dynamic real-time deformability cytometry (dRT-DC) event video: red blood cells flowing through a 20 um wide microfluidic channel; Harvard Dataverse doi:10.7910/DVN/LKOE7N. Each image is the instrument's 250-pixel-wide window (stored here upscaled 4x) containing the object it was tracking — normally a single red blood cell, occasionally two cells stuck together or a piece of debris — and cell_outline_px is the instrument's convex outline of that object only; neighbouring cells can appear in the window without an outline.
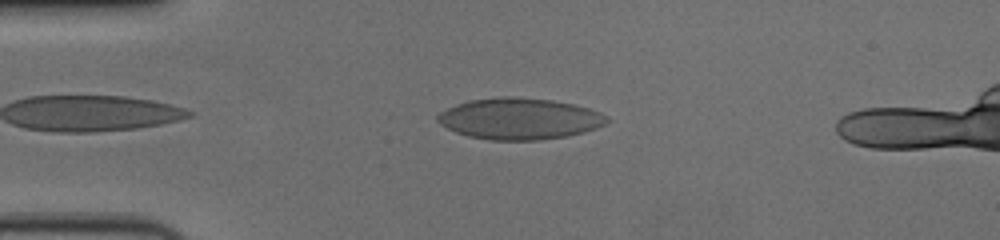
{"species": "human", "species_latin": "Homo sapiens", "temperature_condition": "cold", "stored_images_in_passage": 45, "camera_frame_rate_fps": 3000, "um_per_image_px": 0.085, "donor": {"sex": "female"}, "frame": {"image": 1, "passage_image": 2, "time_ms": 0.333, "image_size_px": [1000, 240], "cell_outline_px": [[608, 120], [604, 124], [596, 128], [584, 132], [568, 136], [540, 140], [488, 140], [468, 136], [456, 132], [440, 124], [436, 120], [436, 116], [440, 112], [456, 104], [468, 100], [504, 96], [508, 96], [552, 100], [572, 104], [588, 108], [600, 112], [608, 116]], "centroid_in_image_um": [44.14, 10.09], "position_along_channel_um": 40.9, "area_um2": 40.81}}
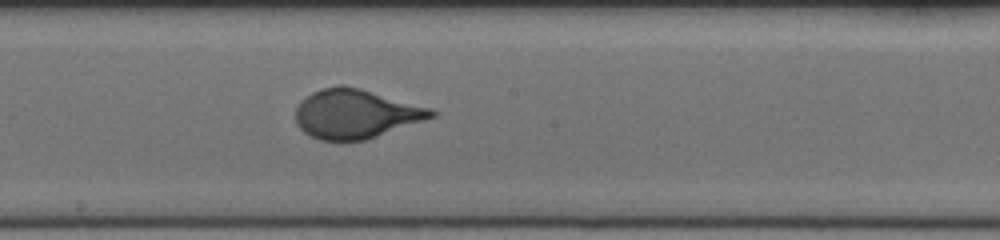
{"frame": {"image": 2, "passage_image": 19, "time_ms": 6.0, "image_size_px": [1000, 240], "cell_outline_px": [[440, 112], [436, 116], [364, 140], [320, 140], [308, 136], [296, 124], [296, 108], [300, 100], [312, 92], [336, 84], [344, 84], [360, 88], [432, 108]], "centroid_in_image_um": [30.22, 9.66], "position_along_channel_um": 218.0, "area_um2": 38.9}}
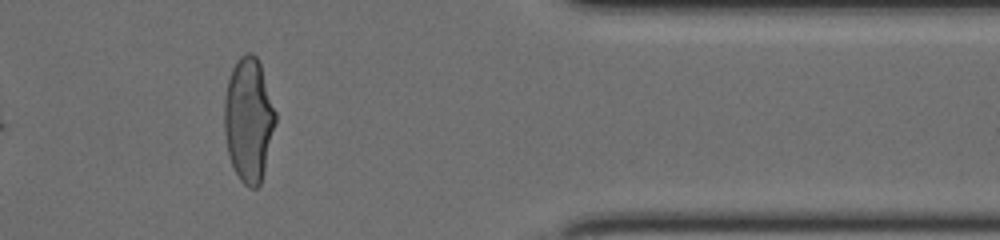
{"frame": {"image": 3, "passage_image": 35, "time_ms": 11.333, "image_size_px": [1000, 240], "cell_outline_px": [[276, 120], [264, 172], [260, 184], [256, 188], [248, 188], [240, 180], [228, 156], [224, 132], [224, 100], [228, 80], [232, 68], [236, 60], [240, 56], [248, 52], [252, 52], [256, 56], [260, 64], [276, 112]], "centroid_in_image_um": [21.12, 10.18], "position_along_channel_um": 390.3, "area_um2": 37.05}}